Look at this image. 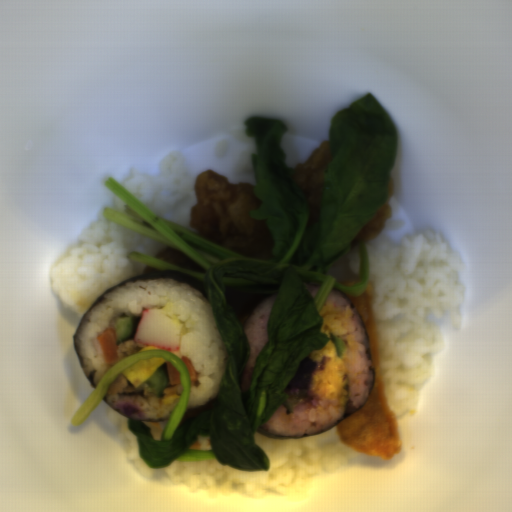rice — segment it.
<instances>
[{
    "mask_svg": "<svg viewBox=\"0 0 512 512\" xmlns=\"http://www.w3.org/2000/svg\"><path fill=\"white\" fill-rule=\"evenodd\" d=\"M196 178L180 149L165 155L158 174L128 176L121 186L157 216L194 231L190 210L197 201Z\"/></svg>",
    "mask_w": 512,
    "mask_h": 512,
    "instance_id": "rice-5",
    "label": "rice"
},
{
    "mask_svg": "<svg viewBox=\"0 0 512 512\" xmlns=\"http://www.w3.org/2000/svg\"><path fill=\"white\" fill-rule=\"evenodd\" d=\"M141 421H143V420H141ZM168 421H143V422L148 425L153 439L157 441V440H160Z\"/></svg>",
    "mask_w": 512,
    "mask_h": 512,
    "instance_id": "rice-11",
    "label": "rice"
},
{
    "mask_svg": "<svg viewBox=\"0 0 512 512\" xmlns=\"http://www.w3.org/2000/svg\"><path fill=\"white\" fill-rule=\"evenodd\" d=\"M127 382L128 386L125 393L108 394L105 400L112 406L121 403H129L136 406L143 413L142 417L138 414L132 416L137 419H166L172 417L179 412L186 396L185 388L181 384L176 385L179 398L175 399L173 404H162L161 397L159 398L154 395L147 379L137 388L128 379Z\"/></svg>",
    "mask_w": 512,
    "mask_h": 512,
    "instance_id": "rice-8",
    "label": "rice"
},
{
    "mask_svg": "<svg viewBox=\"0 0 512 512\" xmlns=\"http://www.w3.org/2000/svg\"><path fill=\"white\" fill-rule=\"evenodd\" d=\"M107 207L134 217L132 210L116 195L113 203L102 206L98 220L79 233V246L60 259L51 272V284L57 299L82 319L108 289L139 274L156 270L129 261V254L141 252L156 257L169 248L109 221L104 215Z\"/></svg>",
    "mask_w": 512,
    "mask_h": 512,
    "instance_id": "rice-4",
    "label": "rice"
},
{
    "mask_svg": "<svg viewBox=\"0 0 512 512\" xmlns=\"http://www.w3.org/2000/svg\"><path fill=\"white\" fill-rule=\"evenodd\" d=\"M403 225L404 219H388L380 234L364 243L382 386L396 422L417 413L431 358L443 350L433 318L447 313L451 325L461 327L466 269L442 233L422 230L391 243L388 233Z\"/></svg>",
    "mask_w": 512,
    "mask_h": 512,
    "instance_id": "rice-1",
    "label": "rice"
},
{
    "mask_svg": "<svg viewBox=\"0 0 512 512\" xmlns=\"http://www.w3.org/2000/svg\"><path fill=\"white\" fill-rule=\"evenodd\" d=\"M306 286V285H305ZM320 286H306L311 298L313 299L314 296L316 295L318 289H319Z\"/></svg>",
    "mask_w": 512,
    "mask_h": 512,
    "instance_id": "rice-12",
    "label": "rice"
},
{
    "mask_svg": "<svg viewBox=\"0 0 512 512\" xmlns=\"http://www.w3.org/2000/svg\"><path fill=\"white\" fill-rule=\"evenodd\" d=\"M106 417L118 427L140 475L170 478L189 492L271 494L296 500L303 498L309 484L361 453L342 442L335 424L319 435L294 439L270 438L257 431L253 442L268 460L265 472H240L216 460H175L168 467L152 469L140 457L136 436L128 429L131 418L110 406Z\"/></svg>",
    "mask_w": 512,
    "mask_h": 512,
    "instance_id": "rice-3",
    "label": "rice"
},
{
    "mask_svg": "<svg viewBox=\"0 0 512 512\" xmlns=\"http://www.w3.org/2000/svg\"><path fill=\"white\" fill-rule=\"evenodd\" d=\"M277 298L278 295L276 293L262 300L251 313L243 327V331L245 332L250 344L251 359L241 376L242 393L248 390L256 360L264 345L269 341V319Z\"/></svg>",
    "mask_w": 512,
    "mask_h": 512,
    "instance_id": "rice-9",
    "label": "rice"
},
{
    "mask_svg": "<svg viewBox=\"0 0 512 512\" xmlns=\"http://www.w3.org/2000/svg\"><path fill=\"white\" fill-rule=\"evenodd\" d=\"M325 300H332L334 307L348 312V320L345 322L347 332L340 336L346 345V349L340 359L349 369L343 375V380L346 377L348 381V401L360 409L369 392V388L364 381H369L372 374L369 371L371 364L368 356L365 355V347L362 344L366 339L365 332L351 304L345 301L340 293L332 289Z\"/></svg>",
    "mask_w": 512,
    "mask_h": 512,
    "instance_id": "rice-7",
    "label": "rice"
},
{
    "mask_svg": "<svg viewBox=\"0 0 512 512\" xmlns=\"http://www.w3.org/2000/svg\"><path fill=\"white\" fill-rule=\"evenodd\" d=\"M154 308H161L169 319H180L185 323L180 350L159 347L181 359L187 357L195 369L196 379L190 383L185 413L218 398L228 350L215 322L212 303L199 290L176 279L136 280L99 298L76 336V351L86 365L87 378L92 370H96L93 382L97 386L114 365L150 346L139 344L134 338L143 311ZM126 316L134 317L135 333L119 344V360L104 362L96 336L114 327L115 317Z\"/></svg>",
    "mask_w": 512,
    "mask_h": 512,
    "instance_id": "rice-2",
    "label": "rice"
},
{
    "mask_svg": "<svg viewBox=\"0 0 512 512\" xmlns=\"http://www.w3.org/2000/svg\"><path fill=\"white\" fill-rule=\"evenodd\" d=\"M307 391V398L293 407L291 414L282 404L264 425L273 433L290 436L308 435L338 424L346 410V403L341 399L322 401L312 389Z\"/></svg>",
    "mask_w": 512,
    "mask_h": 512,
    "instance_id": "rice-6",
    "label": "rice"
},
{
    "mask_svg": "<svg viewBox=\"0 0 512 512\" xmlns=\"http://www.w3.org/2000/svg\"><path fill=\"white\" fill-rule=\"evenodd\" d=\"M360 265L358 246L332 261L326 272L336 281L345 277H360Z\"/></svg>",
    "mask_w": 512,
    "mask_h": 512,
    "instance_id": "rice-10",
    "label": "rice"
}]
</instances>
